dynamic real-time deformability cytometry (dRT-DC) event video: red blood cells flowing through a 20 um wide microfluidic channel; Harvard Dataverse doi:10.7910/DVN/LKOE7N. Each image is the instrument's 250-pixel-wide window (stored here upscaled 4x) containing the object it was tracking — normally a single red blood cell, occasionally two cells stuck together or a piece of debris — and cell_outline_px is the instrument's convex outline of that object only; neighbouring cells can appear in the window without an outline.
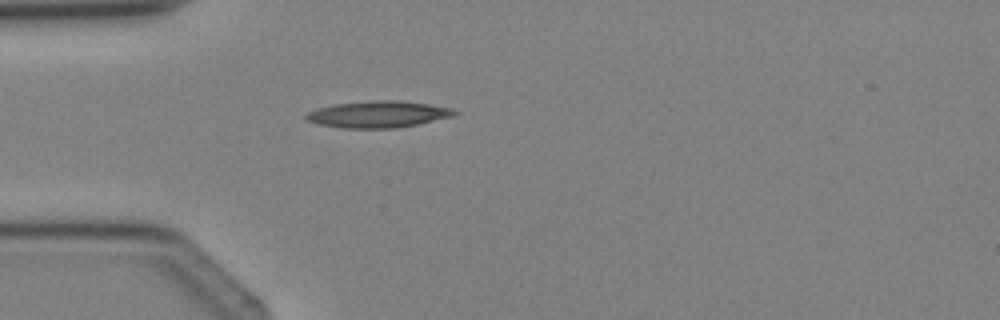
{"species": "Egyptian fruit bat (a non-hibernating species)", "species_latin": "Rousettus aegyptiacus", "temperature_condition": "cold", "stored_images_in_passage": 4, "camera_frame_rate_fps": 3000, "um_per_image_px": 0.085, "animal": {"sex": "female"}, "frame": {"image": 1, "passage_image": 4, "time_ms": 3.333, "image_size_px": [1000, 320], "cell_outline_px": [[460, 112], [452, 116], [416, 124], [396, 128], [340, 128], [320, 124], [304, 120], [304, 116], [308, 112], [316, 108], [336, 104], [376, 100], [400, 100], [428, 104], [452, 108]], "centroid_in_image_um": [32.11, 9.71], "position_along_channel_um": 52.9, "area_um2": 22.95}}